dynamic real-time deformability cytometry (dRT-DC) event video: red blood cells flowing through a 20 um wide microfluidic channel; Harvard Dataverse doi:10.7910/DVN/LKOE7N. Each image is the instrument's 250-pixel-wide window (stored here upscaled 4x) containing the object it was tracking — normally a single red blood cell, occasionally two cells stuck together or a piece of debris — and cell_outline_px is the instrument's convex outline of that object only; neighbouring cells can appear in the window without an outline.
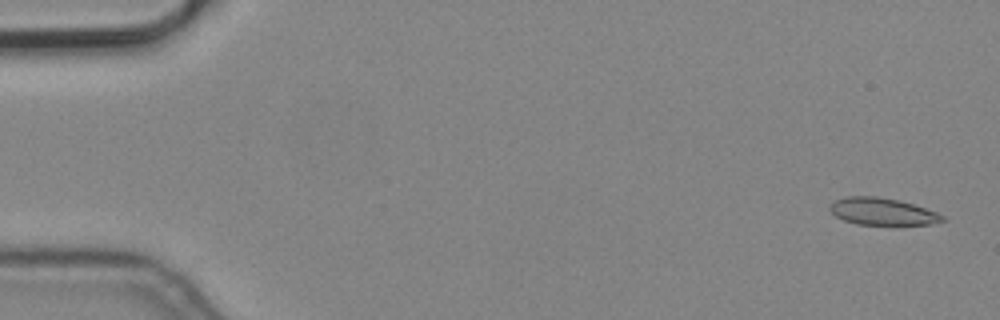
{"species": "common noctule bat (a hibernating species)", "species_latin": "Nyctalus noctula", "temperature_condition": "cold", "stored_images_in_passage": 5, "camera_frame_rate_fps": 3000, "um_per_image_px": 0.085, "animal": {"sex": "male", "body_mass_g": 19.2, "forearm_length_mm": 51.8}, "frame": {"image": 1, "passage_image": 1, "time_ms": 0.0, "image_size_px": [1000, 320], "cell_outline_px": [[948, 220], [932, 224], [856, 224], [844, 220], [836, 216], [828, 208], [836, 200], [848, 196], [876, 196], [896, 200], [912, 204], [936, 212], [944, 216]], "centroid_in_image_um": [75.01, 17.98], "position_along_channel_um": 10.0, "area_um2": 17.46}}
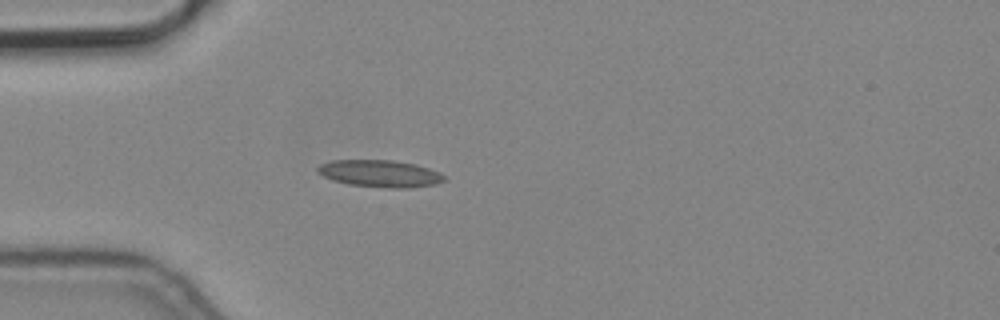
{"frame": {"image": 2, "passage_image": 5, "time_ms": 1.333, "image_size_px": [1000, 320], "cell_outline_px": [[448, 176], [444, 180], [436, 184], [408, 188], [392, 188], [348, 184], [332, 180], [316, 172], [316, 168], [320, 164], [332, 160], [392, 160], [416, 164], [440, 172]], "centroid_in_image_um": [32.31, 14.75], "position_along_channel_um": 52.7, "area_um2": 20.06}}